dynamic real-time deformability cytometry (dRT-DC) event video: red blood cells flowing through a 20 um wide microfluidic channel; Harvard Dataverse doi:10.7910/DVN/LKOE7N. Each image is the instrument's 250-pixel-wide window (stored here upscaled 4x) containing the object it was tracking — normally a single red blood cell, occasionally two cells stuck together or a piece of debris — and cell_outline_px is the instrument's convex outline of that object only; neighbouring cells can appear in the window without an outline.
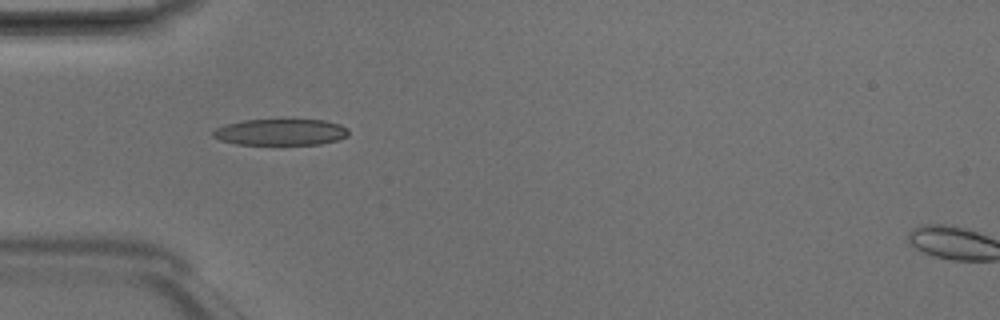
{"species": "Egyptian fruit bat (a non-hibernating species)", "species_latin": "Rousettus aegyptiacus", "temperature_condition": "room temperature", "stored_images_in_passage": 6, "camera_frame_rate_fps": 3000, "um_per_image_px": 0.085, "animal": {"sex": "male"}, "frame": {"image": 1, "passage_image": 3, "time_ms": 0.667, "image_size_px": [1000, 320], "cell_outline_px": [[348, 136], [336, 140], [320, 144], [236, 144], [220, 140], [212, 136], [212, 132], [216, 128], [228, 124], [244, 120], [324, 120], [340, 124], [348, 128]], "centroid_in_image_um": [23.87, 11.23], "position_along_channel_um": 61.1, "area_um2": 20.63}}
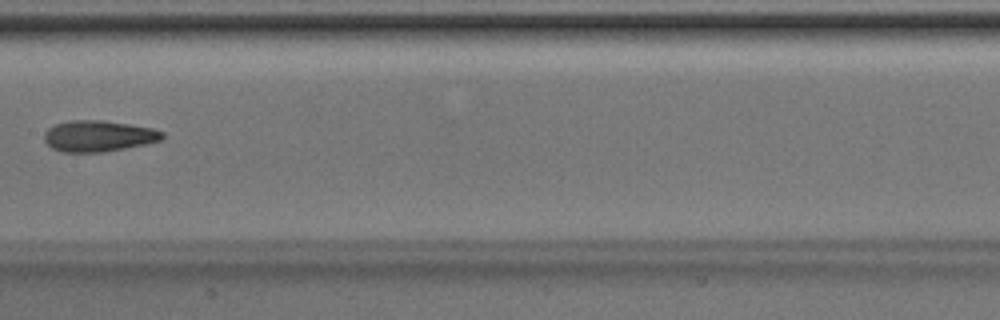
{"frame": {"image": 2, "passage_image": 6, "time_ms": 1.667, "image_size_px": [1000, 320], "cell_outline_px": [[164, 136], [160, 140], [144, 144], [104, 152], [60, 152], [52, 148], [44, 140], [44, 132], [48, 128], [56, 124], [68, 120], [104, 120], [152, 128], [164, 132]], "centroid_in_image_um": [8.33, 11.56], "position_along_channel_um": 199.1, "area_um2": 21.39}}